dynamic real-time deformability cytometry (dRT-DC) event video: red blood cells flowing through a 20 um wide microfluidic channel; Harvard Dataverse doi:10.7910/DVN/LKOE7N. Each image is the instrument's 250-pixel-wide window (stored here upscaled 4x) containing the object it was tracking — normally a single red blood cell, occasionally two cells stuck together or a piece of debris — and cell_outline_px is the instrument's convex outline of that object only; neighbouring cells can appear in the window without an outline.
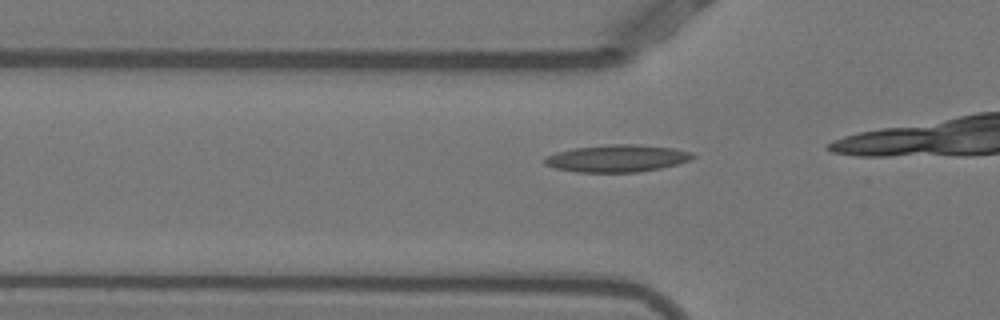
{"species": "Egyptian fruit bat (a non-hibernating species)", "species_latin": "Rousettus aegyptiacus", "temperature_condition": "warm", "stored_images_in_passage": 12, "camera_frame_rate_fps": 3000, "um_per_image_px": 0.085, "animal": {"sex": "female"}, "frame": {"image": 1, "passage_image": 9, "time_ms": 2.667, "image_size_px": [1000, 320], "cell_outline_px": [[696, 156], [688, 160], [676, 164], [660, 168], [636, 172], [576, 172], [556, 168], [544, 164], [544, 156], [556, 152], [576, 148], [608, 144], [632, 144], [676, 148], [692, 152]], "centroid_in_image_um": [52.44, 13.45], "position_along_channel_um": 73.4, "area_um2": 23.41}}